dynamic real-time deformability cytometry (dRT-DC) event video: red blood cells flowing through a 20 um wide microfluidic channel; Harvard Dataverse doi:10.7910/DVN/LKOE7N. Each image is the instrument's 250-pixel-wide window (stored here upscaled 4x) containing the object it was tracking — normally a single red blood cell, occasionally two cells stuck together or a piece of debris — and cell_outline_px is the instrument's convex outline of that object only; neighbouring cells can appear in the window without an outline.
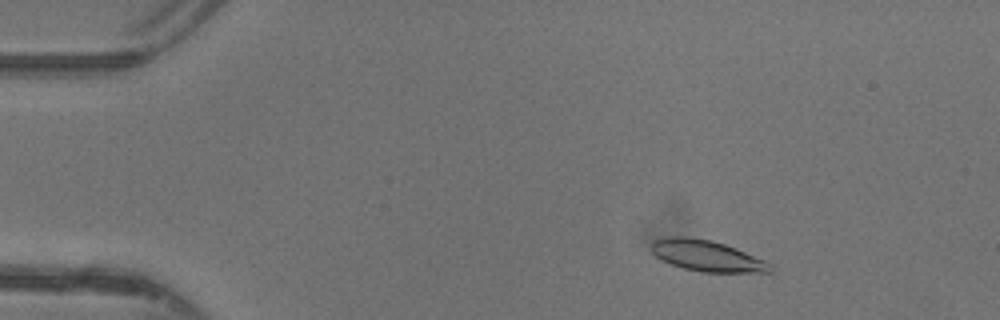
{"species": "common noctule bat (a hibernating species)", "species_latin": "Nyctalus noctula", "temperature_condition": "warm", "stored_images_in_passage": 46, "camera_frame_rate_fps": 3000, "um_per_image_px": 0.085, "animal": {"sex": "female"}, "frame": {"image": 1, "passage_image": 7, "time_ms": 2.0, "image_size_px": [1000, 320], "cell_outline_px": [[772, 272], [700, 272], [684, 268], [660, 260], [652, 252], [652, 240], [672, 236], [688, 236], [712, 240], [736, 248], [764, 260], [772, 264]], "centroid_in_image_um": [60.07, 21.74], "position_along_channel_um": 24.9, "area_um2": 21.5}}
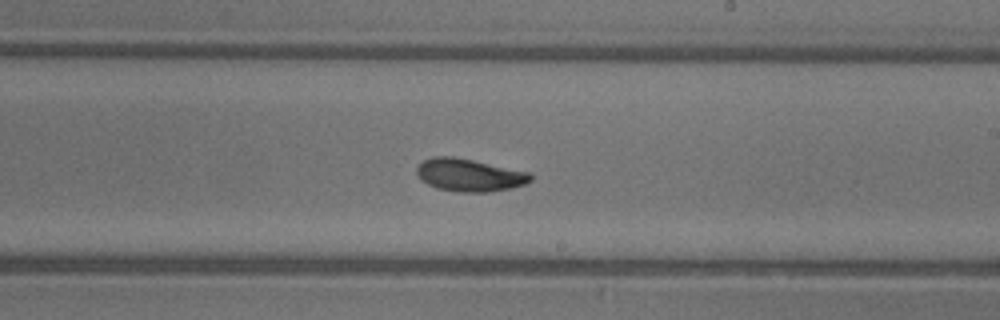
{"frame": {"image": 2, "passage_image": 28, "time_ms": 9.0, "image_size_px": [1000, 320], "cell_outline_px": [[532, 180], [524, 184], [512, 188], [488, 192], [456, 192], [436, 188], [428, 184], [416, 172], [416, 168], [424, 160], [432, 156], [452, 156], [472, 160], [528, 172], [532, 176]], "centroid_in_image_um": [39.89, 14.89], "position_along_channel_um": 249.1, "area_um2": 21.44}}
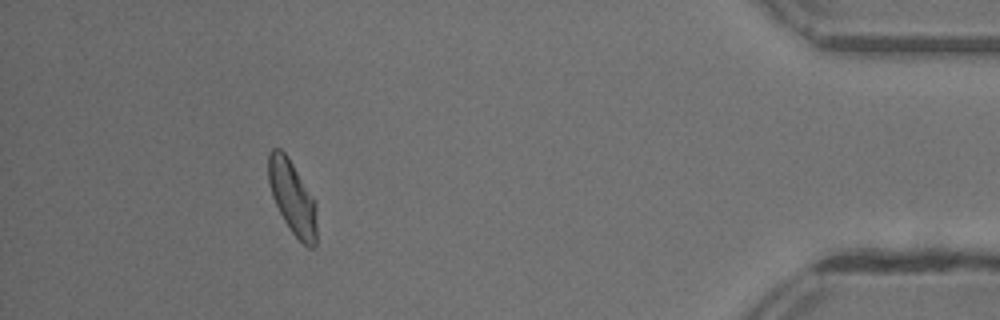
{"frame": {"image": 3, "passage_image": 43, "time_ms": 14.0, "image_size_px": [1000, 320], "cell_outline_px": [[316, 248], [308, 248], [292, 232], [284, 220], [272, 196], [268, 180], [268, 152], [272, 148], [280, 148], [288, 156], [316, 200]], "centroid_in_image_um": [24.86, 16.76], "position_along_channel_um": 410.3, "area_um2": 20.92}, "authors_computed_cell_mechanics": {"area_um2": 21.0681, "velocity_mm_per_s": 4.3691, "shape_relaxation_time_tau1_ms": 4.6804, "shape_relaxation_time_tau2_ms": 2.0803, "deformation_change_tau1": 0.1485, "deformation_change_tau2": 0.0721}}